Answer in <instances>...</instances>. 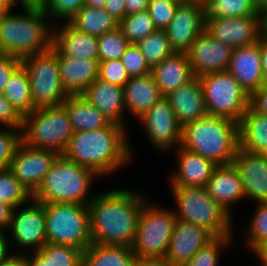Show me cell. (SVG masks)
<instances>
[{"mask_svg": "<svg viewBox=\"0 0 267 266\" xmlns=\"http://www.w3.org/2000/svg\"><path fill=\"white\" fill-rule=\"evenodd\" d=\"M113 186L96 192L88 204L92 243L132 247L143 203L150 197L135 187ZM129 186V187H128Z\"/></svg>", "mask_w": 267, "mask_h": 266, "instance_id": "6da1fadb", "label": "cell"}, {"mask_svg": "<svg viewBox=\"0 0 267 266\" xmlns=\"http://www.w3.org/2000/svg\"><path fill=\"white\" fill-rule=\"evenodd\" d=\"M128 132L124 126L111 122L104 128L74 132L62 155L93 170L103 180L113 177L133 165L138 156Z\"/></svg>", "mask_w": 267, "mask_h": 266, "instance_id": "7a4b0ae2", "label": "cell"}, {"mask_svg": "<svg viewBox=\"0 0 267 266\" xmlns=\"http://www.w3.org/2000/svg\"><path fill=\"white\" fill-rule=\"evenodd\" d=\"M20 7L0 16V52L22 59L52 47L54 23L42 7Z\"/></svg>", "mask_w": 267, "mask_h": 266, "instance_id": "3957f363", "label": "cell"}, {"mask_svg": "<svg viewBox=\"0 0 267 266\" xmlns=\"http://www.w3.org/2000/svg\"><path fill=\"white\" fill-rule=\"evenodd\" d=\"M180 146L216 165L230 164L239 149V125L225 117L208 115L182 127Z\"/></svg>", "mask_w": 267, "mask_h": 266, "instance_id": "277c9868", "label": "cell"}, {"mask_svg": "<svg viewBox=\"0 0 267 266\" xmlns=\"http://www.w3.org/2000/svg\"><path fill=\"white\" fill-rule=\"evenodd\" d=\"M99 180L103 181L93 170L59 155L32 198L41 203L88 205L94 199L96 191H92Z\"/></svg>", "mask_w": 267, "mask_h": 266, "instance_id": "5b68a950", "label": "cell"}, {"mask_svg": "<svg viewBox=\"0 0 267 266\" xmlns=\"http://www.w3.org/2000/svg\"><path fill=\"white\" fill-rule=\"evenodd\" d=\"M168 187L177 219L203 227L215 237L236 235V217L213 200L206 187Z\"/></svg>", "mask_w": 267, "mask_h": 266, "instance_id": "8992f818", "label": "cell"}, {"mask_svg": "<svg viewBox=\"0 0 267 266\" xmlns=\"http://www.w3.org/2000/svg\"><path fill=\"white\" fill-rule=\"evenodd\" d=\"M22 142L62 155L74 131L66 107L45 106L35 108L23 116Z\"/></svg>", "mask_w": 267, "mask_h": 266, "instance_id": "52a82bcc", "label": "cell"}, {"mask_svg": "<svg viewBox=\"0 0 267 266\" xmlns=\"http://www.w3.org/2000/svg\"><path fill=\"white\" fill-rule=\"evenodd\" d=\"M176 219L172 207L150 196L142 205L131 247L137 258L164 260Z\"/></svg>", "mask_w": 267, "mask_h": 266, "instance_id": "ba28073f", "label": "cell"}, {"mask_svg": "<svg viewBox=\"0 0 267 266\" xmlns=\"http://www.w3.org/2000/svg\"><path fill=\"white\" fill-rule=\"evenodd\" d=\"M46 242L68 245L85 251L91 244L88 205L79 203H43Z\"/></svg>", "mask_w": 267, "mask_h": 266, "instance_id": "9c48e42d", "label": "cell"}, {"mask_svg": "<svg viewBox=\"0 0 267 266\" xmlns=\"http://www.w3.org/2000/svg\"><path fill=\"white\" fill-rule=\"evenodd\" d=\"M29 81L33 106H58L70 96L62 85L58 65V50L52 47L42 53L23 57Z\"/></svg>", "mask_w": 267, "mask_h": 266, "instance_id": "30bf717a", "label": "cell"}, {"mask_svg": "<svg viewBox=\"0 0 267 266\" xmlns=\"http://www.w3.org/2000/svg\"><path fill=\"white\" fill-rule=\"evenodd\" d=\"M198 78L208 115L225 117L239 123L249 107L250 97L241 84L228 71Z\"/></svg>", "mask_w": 267, "mask_h": 266, "instance_id": "8fae6325", "label": "cell"}, {"mask_svg": "<svg viewBox=\"0 0 267 266\" xmlns=\"http://www.w3.org/2000/svg\"><path fill=\"white\" fill-rule=\"evenodd\" d=\"M7 233L14 255L41 249L47 243L43 203L31 198L26 204L14 208Z\"/></svg>", "mask_w": 267, "mask_h": 266, "instance_id": "7c38bea8", "label": "cell"}, {"mask_svg": "<svg viewBox=\"0 0 267 266\" xmlns=\"http://www.w3.org/2000/svg\"><path fill=\"white\" fill-rule=\"evenodd\" d=\"M134 122L138 123L147 142L159 155L167 156L181 143L182 127L165 96Z\"/></svg>", "mask_w": 267, "mask_h": 266, "instance_id": "4fadbf2b", "label": "cell"}, {"mask_svg": "<svg viewBox=\"0 0 267 266\" xmlns=\"http://www.w3.org/2000/svg\"><path fill=\"white\" fill-rule=\"evenodd\" d=\"M58 156L53 151L32 148L21 142L12 159L10 170L33 196Z\"/></svg>", "mask_w": 267, "mask_h": 266, "instance_id": "5bb4252c", "label": "cell"}, {"mask_svg": "<svg viewBox=\"0 0 267 266\" xmlns=\"http://www.w3.org/2000/svg\"><path fill=\"white\" fill-rule=\"evenodd\" d=\"M205 30L232 48L251 45L263 34L262 15L209 19Z\"/></svg>", "mask_w": 267, "mask_h": 266, "instance_id": "9a60e30c", "label": "cell"}, {"mask_svg": "<svg viewBox=\"0 0 267 266\" xmlns=\"http://www.w3.org/2000/svg\"><path fill=\"white\" fill-rule=\"evenodd\" d=\"M204 30V5L191 1L178 5L173 20L165 29L172 49L184 53Z\"/></svg>", "mask_w": 267, "mask_h": 266, "instance_id": "2e32d148", "label": "cell"}, {"mask_svg": "<svg viewBox=\"0 0 267 266\" xmlns=\"http://www.w3.org/2000/svg\"><path fill=\"white\" fill-rule=\"evenodd\" d=\"M233 48L213 38L204 30L187 52L194 75L227 71Z\"/></svg>", "mask_w": 267, "mask_h": 266, "instance_id": "e0dca14e", "label": "cell"}, {"mask_svg": "<svg viewBox=\"0 0 267 266\" xmlns=\"http://www.w3.org/2000/svg\"><path fill=\"white\" fill-rule=\"evenodd\" d=\"M215 236L194 223L176 219L164 262L168 266H182Z\"/></svg>", "mask_w": 267, "mask_h": 266, "instance_id": "ac0fdd59", "label": "cell"}, {"mask_svg": "<svg viewBox=\"0 0 267 266\" xmlns=\"http://www.w3.org/2000/svg\"><path fill=\"white\" fill-rule=\"evenodd\" d=\"M173 152L177 166L169 170L166 182L174 187H206L216 164L180 145Z\"/></svg>", "mask_w": 267, "mask_h": 266, "instance_id": "d6986e66", "label": "cell"}, {"mask_svg": "<svg viewBox=\"0 0 267 266\" xmlns=\"http://www.w3.org/2000/svg\"><path fill=\"white\" fill-rule=\"evenodd\" d=\"M232 163L242 180L246 200L252 206L254 203L267 202V156L239 148Z\"/></svg>", "mask_w": 267, "mask_h": 266, "instance_id": "ffe728a7", "label": "cell"}, {"mask_svg": "<svg viewBox=\"0 0 267 266\" xmlns=\"http://www.w3.org/2000/svg\"><path fill=\"white\" fill-rule=\"evenodd\" d=\"M209 196L233 218L236 207L246 202L240 175L233 163L217 165L206 185ZM244 202V203H243Z\"/></svg>", "mask_w": 267, "mask_h": 266, "instance_id": "44dd1931", "label": "cell"}, {"mask_svg": "<svg viewBox=\"0 0 267 266\" xmlns=\"http://www.w3.org/2000/svg\"><path fill=\"white\" fill-rule=\"evenodd\" d=\"M81 95L111 123L124 126L127 130L131 127L128 125L123 87L97 78Z\"/></svg>", "mask_w": 267, "mask_h": 266, "instance_id": "7402d4cb", "label": "cell"}, {"mask_svg": "<svg viewBox=\"0 0 267 266\" xmlns=\"http://www.w3.org/2000/svg\"><path fill=\"white\" fill-rule=\"evenodd\" d=\"M227 71L250 95L265 81L261 64L260 39L247 46L233 48Z\"/></svg>", "mask_w": 267, "mask_h": 266, "instance_id": "603a6c76", "label": "cell"}, {"mask_svg": "<svg viewBox=\"0 0 267 266\" xmlns=\"http://www.w3.org/2000/svg\"><path fill=\"white\" fill-rule=\"evenodd\" d=\"M181 127L208 116L204 93L197 76L165 96Z\"/></svg>", "mask_w": 267, "mask_h": 266, "instance_id": "cb8c5ba5", "label": "cell"}, {"mask_svg": "<svg viewBox=\"0 0 267 266\" xmlns=\"http://www.w3.org/2000/svg\"><path fill=\"white\" fill-rule=\"evenodd\" d=\"M52 45L64 56L99 62L97 37L83 33L67 21L53 24Z\"/></svg>", "mask_w": 267, "mask_h": 266, "instance_id": "d4e9b609", "label": "cell"}, {"mask_svg": "<svg viewBox=\"0 0 267 266\" xmlns=\"http://www.w3.org/2000/svg\"><path fill=\"white\" fill-rule=\"evenodd\" d=\"M123 88L127 115L135 121L164 97L152 73L130 77Z\"/></svg>", "mask_w": 267, "mask_h": 266, "instance_id": "484cf974", "label": "cell"}, {"mask_svg": "<svg viewBox=\"0 0 267 266\" xmlns=\"http://www.w3.org/2000/svg\"><path fill=\"white\" fill-rule=\"evenodd\" d=\"M98 61L64 57L58 51L63 87L69 95H81L98 78Z\"/></svg>", "mask_w": 267, "mask_h": 266, "instance_id": "4316f807", "label": "cell"}, {"mask_svg": "<svg viewBox=\"0 0 267 266\" xmlns=\"http://www.w3.org/2000/svg\"><path fill=\"white\" fill-rule=\"evenodd\" d=\"M152 75L163 96L195 77L187 53L174 52L152 68Z\"/></svg>", "mask_w": 267, "mask_h": 266, "instance_id": "83f0119b", "label": "cell"}, {"mask_svg": "<svg viewBox=\"0 0 267 266\" xmlns=\"http://www.w3.org/2000/svg\"><path fill=\"white\" fill-rule=\"evenodd\" d=\"M22 262L24 266H82L83 250L46 243L36 252L23 254Z\"/></svg>", "mask_w": 267, "mask_h": 266, "instance_id": "f1b7e54d", "label": "cell"}, {"mask_svg": "<svg viewBox=\"0 0 267 266\" xmlns=\"http://www.w3.org/2000/svg\"><path fill=\"white\" fill-rule=\"evenodd\" d=\"M239 125V148L252 153H267V115L258 114L250 107Z\"/></svg>", "mask_w": 267, "mask_h": 266, "instance_id": "f546056e", "label": "cell"}, {"mask_svg": "<svg viewBox=\"0 0 267 266\" xmlns=\"http://www.w3.org/2000/svg\"><path fill=\"white\" fill-rule=\"evenodd\" d=\"M74 132L106 127L110 121L82 95H70L64 102Z\"/></svg>", "mask_w": 267, "mask_h": 266, "instance_id": "4dcf8cb0", "label": "cell"}, {"mask_svg": "<svg viewBox=\"0 0 267 266\" xmlns=\"http://www.w3.org/2000/svg\"><path fill=\"white\" fill-rule=\"evenodd\" d=\"M136 260L129 246L92 243L83 251L82 266H135Z\"/></svg>", "mask_w": 267, "mask_h": 266, "instance_id": "1f68e13d", "label": "cell"}, {"mask_svg": "<svg viewBox=\"0 0 267 266\" xmlns=\"http://www.w3.org/2000/svg\"><path fill=\"white\" fill-rule=\"evenodd\" d=\"M67 22L78 31L95 37L112 32L119 26V22L104 8L96 9L85 5Z\"/></svg>", "mask_w": 267, "mask_h": 266, "instance_id": "d6a6232c", "label": "cell"}, {"mask_svg": "<svg viewBox=\"0 0 267 266\" xmlns=\"http://www.w3.org/2000/svg\"><path fill=\"white\" fill-rule=\"evenodd\" d=\"M2 93L22 116L35 109L32 102L29 77L22 65L11 75Z\"/></svg>", "mask_w": 267, "mask_h": 266, "instance_id": "836d02e7", "label": "cell"}, {"mask_svg": "<svg viewBox=\"0 0 267 266\" xmlns=\"http://www.w3.org/2000/svg\"><path fill=\"white\" fill-rule=\"evenodd\" d=\"M250 218L244 224V248L250 255H254L262 246L267 243V202L254 203ZM253 213V214H252Z\"/></svg>", "mask_w": 267, "mask_h": 266, "instance_id": "e575fe53", "label": "cell"}, {"mask_svg": "<svg viewBox=\"0 0 267 266\" xmlns=\"http://www.w3.org/2000/svg\"><path fill=\"white\" fill-rule=\"evenodd\" d=\"M203 5L205 22L215 18L262 15L253 0H207Z\"/></svg>", "mask_w": 267, "mask_h": 266, "instance_id": "d590c367", "label": "cell"}, {"mask_svg": "<svg viewBox=\"0 0 267 266\" xmlns=\"http://www.w3.org/2000/svg\"><path fill=\"white\" fill-rule=\"evenodd\" d=\"M236 235L215 237L182 266H220L223 254L235 247ZM231 250V251H230ZM224 252V253H223Z\"/></svg>", "mask_w": 267, "mask_h": 266, "instance_id": "8d00e7d4", "label": "cell"}, {"mask_svg": "<svg viewBox=\"0 0 267 266\" xmlns=\"http://www.w3.org/2000/svg\"><path fill=\"white\" fill-rule=\"evenodd\" d=\"M136 45L140 48L151 68L175 52L172 49L166 31L160 29L141 39Z\"/></svg>", "mask_w": 267, "mask_h": 266, "instance_id": "74e56055", "label": "cell"}, {"mask_svg": "<svg viewBox=\"0 0 267 266\" xmlns=\"http://www.w3.org/2000/svg\"><path fill=\"white\" fill-rule=\"evenodd\" d=\"M118 28L131 44L138 43L157 30L147 10L127 15L119 22Z\"/></svg>", "mask_w": 267, "mask_h": 266, "instance_id": "f35d334b", "label": "cell"}, {"mask_svg": "<svg viewBox=\"0 0 267 266\" xmlns=\"http://www.w3.org/2000/svg\"><path fill=\"white\" fill-rule=\"evenodd\" d=\"M32 195L21 185L8 169L0 172V202L6 203L13 208L26 204Z\"/></svg>", "mask_w": 267, "mask_h": 266, "instance_id": "ab89813d", "label": "cell"}, {"mask_svg": "<svg viewBox=\"0 0 267 266\" xmlns=\"http://www.w3.org/2000/svg\"><path fill=\"white\" fill-rule=\"evenodd\" d=\"M97 40L99 61L121 59L122 55L131 44L124 37L119 28L97 37Z\"/></svg>", "mask_w": 267, "mask_h": 266, "instance_id": "60d3db41", "label": "cell"}, {"mask_svg": "<svg viewBox=\"0 0 267 266\" xmlns=\"http://www.w3.org/2000/svg\"><path fill=\"white\" fill-rule=\"evenodd\" d=\"M21 130L0 127V172L10 169L14 154L22 142Z\"/></svg>", "mask_w": 267, "mask_h": 266, "instance_id": "b9f144b4", "label": "cell"}, {"mask_svg": "<svg viewBox=\"0 0 267 266\" xmlns=\"http://www.w3.org/2000/svg\"><path fill=\"white\" fill-rule=\"evenodd\" d=\"M85 5V0H47L42 7L53 23L68 21Z\"/></svg>", "mask_w": 267, "mask_h": 266, "instance_id": "7bdbcfd3", "label": "cell"}, {"mask_svg": "<svg viewBox=\"0 0 267 266\" xmlns=\"http://www.w3.org/2000/svg\"><path fill=\"white\" fill-rule=\"evenodd\" d=\"M179 3L167 0H149L147 11L157 29L165 30L173 20Z\"/></svg>", "mask_w": 267, "mask_h": 266, "instance_id": "ee69618b", "label": "cell"}, {"mask_svg": "<svg viewBox=\"0 0 267 266\" xmlns=\"http://www.w3.org/2000/svg\"><path fill=\"white\" fill-rule=\"evenodd\" d=\"M129 77L144 76L152 72L146 59L136 44H130L121 57Z\"/></svg>", "mask_w": 267, "mask_h": 266, "instance_id": "f6af8a7d", "label": "cell"}, {"mask_svg": "<svg viewBox=\"0 0 267 266\" xmlns=\"http://www.w3.org/2000/svg\"><path fill=\"white\" fill-rule=\"evenodd\" d=\"M98 78L121 87L130 79L121 59L99 61Z\"/></svg>", "mask_w": 267, "mask_h": 266, "instance_id": "bcb514c9", "label": "cell"}, {"mask_svg": "<svg viewBox=\"0 0 267 266\" xmlns=\"http://www.w3.org/2000/svg\"><path fill=\"white\" fill-rule=\"evenodd\" d=\"M23 116L8 102L0 91V127L22 129Z\"/></svg>", "mask_w": 267, "mask_h": 266, "instance_id": "7dc6e473", "label": "cell"}, {"mask_svg": "<svg viewBox=\"0 0 267 266\" xmlns=\"http://www.w3.org/2000/svg\"><path fill=\"white\" fill-rule=\"evenodd\" d=\"M21 66V59L0 52V91L2 92L11 75Z\"/></svg>", "mask_w": 267, "mask_h": 266, "instance_id": "c3c4849f", "label": "cell"}, {"mask_svg": "<svg viewBox=\"0 0 267 266\" xmlns=\"http://www.w3.org/2000/svg\"><path fill=\"white\" fill-rule=\"evenodd\" d=\"M249 107L258 114L267 115V79L249 97Z\"/></svg>", "mask_w": 267, "mask_h": 266, "instance_id": "681fc988", "label": "cell"}, {"mask_svg": "<svg viewBox=\"0 0 267 266\" xmlns=\"http://www.w3.org/2000/svg\"><path fill=\"white\" fill-rule=\"evenodd\" d=\"M104 9L118 22L127 16L124 0H107Z\"/></svg>", "mask_w": 267, "mask_h": 266, "instance_id": "f907efd6", "label": "cell"}, {"mask_svg": "<svg viewBox=\"0 0 267 266\" xmlns=\"http://www.w3.org/2000/svg\"><path fill=\"white\" fill-rule=\"evenodd\" d=\"M14 256L7 232L0 231V265Z\"/></svg>", "mask_w": 267, "mask_h": 266, "instance_id": "816d5d0a", "label": "cell"}, {"mask_svg": "<svg viewBox=\"0 0 267 266\" xmlns=\"http://www.w3.org/2000/svg\"><path fill=\"white\" fill-rule=\"evenodd\" d=\"M13 207L0 202V231L7 232L9 230L12 218Z\"/></svg>", "mask_w": 267, "mask_h": 266, "instance_id": "f5cc1de1", "label": "cell"}, {"mask_svg": "<svg viewBox=\"0 0 267 266\" xmlns=\"http://www.w3.org/2000/svg\"><path fill=\"white\" fill-rule=\"evenodd\" d=\"M126 6V14L130 15L147 10L149 0H124Z\"/></svg>", "mask_w": 267, "mask_h": 266, "instance_id": "db71d44e", "label": "cell"}, {"mask_svg": "<svg viewBox=\"0 0 267 266\" xmlns=\"http://www.w3.org/2000/svg\"><path fill=\"white\" fill-rule=\"evenodd\" d=\"M260 54L262 70L265 78L267 79V36L264 34L260 36Z\"/></svg>", "mask_w": 267, "mask_h": 266, "instance_id": "11a10c76", "label": "cell"}, {"mask_svg": "<svg viewBox=\"0 0 267 266\" xmlns=\"http://www.w3.org/2000/svg\"><path fill=\"white\" fill-rule=\"evenodd\" d=\"M253 258L258 262V266H267V243L253 255Z\"/></svg>", "mask_w": 267, "mask_h": 266, "instance_id": "9f6ffc18", "label": "cell"}, {"mask_svg": "<svg viewBox=\"0 0 267 266\" xmlns=\"http://www.w3.org/2000/svg\"><path fill=\"white\" fill-rule=\"evenodd\" d=\"M135 266H168L163 260L137 258Z\"/></svg>", "mask_w": 267, "mask_h": 266, "instance_id": "6f0895ef", "label": "cell"}, {"mask_svg": "<svg viewBox=\"0 0 267 266\" xmlns=\"http://www.w3.org/2000/svg\"><path fill=\"white\" fill-rule=\"evenodd\" d=\"M21 6L18 0H0V7L5 10H13Z\"/></svg>", "mask_w": 267, "mask_h": 266, "instance_id": "680465c9", "label": "cell"}, {"mask_svg": "<svg viewBox=\"0 0 267 266\" xmlns=\"http://www.w3.org/2000/svg\"><path fill=\"white\" fill-rule=\"evenodd\" d=\"M21 6L43 7L47 0H18Z\"/></svg>", "mask_w": 267, "mask_h": 266, "instance_id": "91938a15", "label": "cell"}, {"mask_svg": "<svg viewBox=\"0 0 267 266\" xmlns=\"http://www.w3.org/2000/svg\"><path fill=\"white\" fill-rule=\"evenodd\" d=\"M0 266H24L22 262V255H14L7 262L1 264Z\"/></svg>", "mask_w": 267, "mask_h": 266, "instance_id": "94428289", "label": "cell"}, {"mask_svg": "<svg viewBox=\"0 0 267 266\" xmlns=\"http://www.w3.org/2000/svg\"><path fill=\"white\" fill-rule=\"evenodd\" d=\"M106 1L107 0H85V6L100 9L104 8Z\"/></svg>", "mask_w": 267, "mask_h": 266, "instance_id": "6125c7cd", "label": "cell"}, {"mask_svg": "<svg viewBox=\"0 0 267 266\" xmlns=\"http://www.w3.org/2000/svg\"><path fill=\"white\" fill-rule=\"evenodd\" d=\"M256 8L263 13L267 9V0H253Z\"/></svg>", "mask_w": 267, "mask_h": 266, "instance_id": "be15d7a7", "label": "cell"}, {"mask_svg": "<svg viewBox=\"0 0 267 266\" xmlns=\"http://www.w3.org/2000/svg\"><path fill=\"white\" fill-rule=\"evenodd\" d=\"M263 34L267 36V9L262 13Z\"/></svg>", "mask_w": 267, "mask_h": 266, "instance_id": "e7e4bbea", "label": "cell"}, {"mask_svg": "<svg viewBox=\"0 0 267 266\" xmlns=\"http://www.w3.org/2000/svg\"><path fill=\"white\" fill-rule=\"evenodd\" d=\"M167 1H171V2H175V3H184L186 2L187 0H167Z\"/></svg>", "mask_w": 267, "mask_h": 266, "instance_id": "03108f58", "label": "cell"}, {"mask_svg": "<svg viewBox=\"0 0 267 266\" xmlns=\"http://www.w3.org/2000/svg\"><path fill=\"white\" fill-rule=\"evenodd\" d=\"M187 1L198 2V3L204 4L207 0H187Z\"/></svg>", "mask_w": 267, "mask_h": 266, "instance_id": "003e7915", "label": "cell"}, {"mask_svg": "<svg viewBox=\"0 0 267 266\" xmlns=\"http://www.w3.org/2000/svg\"><path fill=\"white\" fill-rule=\"evenodd\" d=\"M3 11H4V10L0 7V16H1V14H2Z\"/></svg>", "mask_w": 267, "mask_h": 266, "instance_id": "a7ac6f4b", "label": "cell"}]
</instances>
